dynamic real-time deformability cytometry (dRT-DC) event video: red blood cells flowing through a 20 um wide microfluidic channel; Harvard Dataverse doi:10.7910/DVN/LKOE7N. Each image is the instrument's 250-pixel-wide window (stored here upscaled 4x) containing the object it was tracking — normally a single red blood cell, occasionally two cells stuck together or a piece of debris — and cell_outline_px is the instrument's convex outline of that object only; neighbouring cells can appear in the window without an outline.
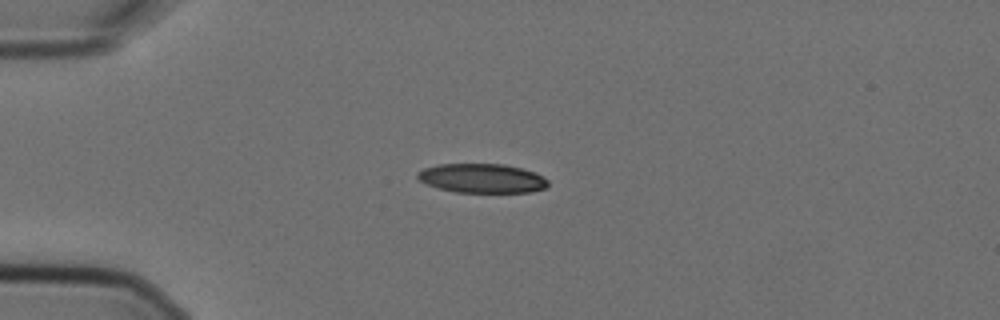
{"species": "Egyptian fruit bat (a non-hibernating species)", "species_latin": "Rousettus aegyptiacus", "temperature_condition": "cold", "stored_images_in_passage": 2, "camera_frame_rate_fps": 3000, "um_per_image_px": 0.085, "animal": {"sex": "female"}, "frame": {"image": 1, "passage_image": 1, "time_ms": 0.0, "image_size_px": [1000, 320], "cell_outline_px": [[548, 188], [532, 192], [456, 192], [440, 188], [428, 184], [420, 180], [416, 176], [424, 168], [440, 164], [504, 164], [536, 172], [548, 180]], "centroid_in_image_um": [41.04, 15.15], "position_along_channel_um": 44.0, "area_um2": 22.08}}